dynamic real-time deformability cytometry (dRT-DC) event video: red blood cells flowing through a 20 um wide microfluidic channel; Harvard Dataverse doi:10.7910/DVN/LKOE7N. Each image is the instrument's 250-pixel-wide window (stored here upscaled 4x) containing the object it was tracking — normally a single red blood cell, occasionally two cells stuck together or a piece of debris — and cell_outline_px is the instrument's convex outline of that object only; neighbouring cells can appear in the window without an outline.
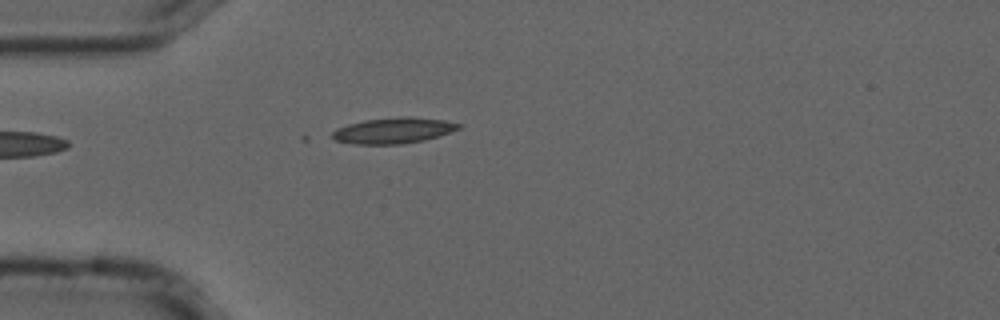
{"species": "common noctule bat (a hibernating species)", "species_latin": "Nyctalus noctula", "temperature_condition": "cold", "stored_images_in_passage": 6, "camera_frame_rate_fps": 3000, "um_per_image_px": 0.085, "animal": {"sex": "male", "forearm_length_mm": 52.5}, "frame": {"image": 1, "passage_image": 1, "time_ms": 0.0, "image_size_px": [1000, 320], "cell_outline_px": [[464, 124], [460, 128], [424, 140], [400, 144], [356, 144], [336, 140], [332, 136], [332, 132], [336, 128], [348, 124], [364, 120], [404, 116], [408, 116], [444, 120]], "centroid_in_image_um": [33.44, 11.08], "position_along_channel_um": 51.6, "area_um2": 18.84}}